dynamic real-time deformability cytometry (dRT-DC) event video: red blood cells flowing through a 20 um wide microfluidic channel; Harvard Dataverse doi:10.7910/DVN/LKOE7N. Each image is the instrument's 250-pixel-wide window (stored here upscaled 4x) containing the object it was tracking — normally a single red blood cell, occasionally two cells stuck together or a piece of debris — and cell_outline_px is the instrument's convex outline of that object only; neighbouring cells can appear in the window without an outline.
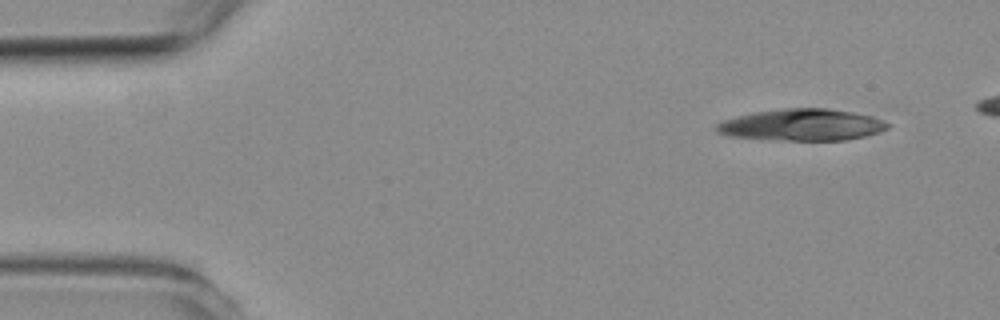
{"species": "common noctule bat (a hibernating species)", "species_latin": "Nyctalus noctula", "temperature_condition": "room temperature", "stored_images_in_passage": 23, "camera_frame_rate_fps": 3000, "um_per_image_px": 0.085, "animal": {"sex": "female", "body_mass_g": 19.3, "forearm_length_mm": 54.1}, "frame": {"image": 1, "passage_image": 1, "time_ms": 0.0, "image_size_px": [1000, 320], "cell_outline_px": [[892, 124], [888, 128], [880, 132], [864, 136], [844, 140], [768, 140], [728, 136], [716, 132], [712, 128], [716, 124], [724, 120], [756, 112], [788, 108], [828, 108], [852, 112], [872, 116]], "centroid_in_image_um": [68.15, 10.62], "position_along_channel_um": 16.8, "area_um2": 31.67}}
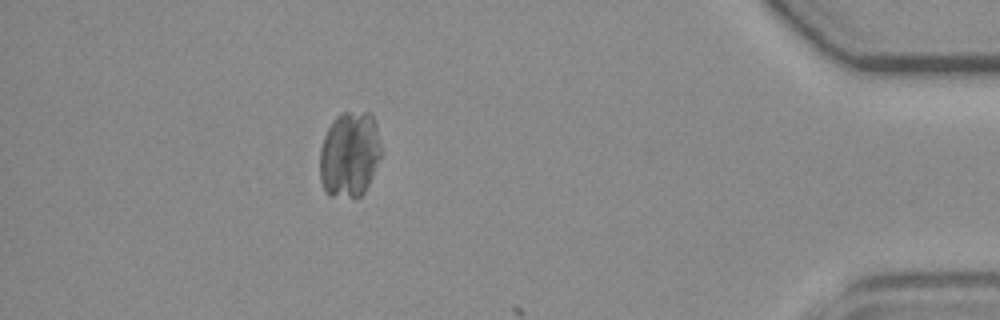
{"frame": {"image": 2, "passage_image": 22, "time_ms": 26.333, "image_size_px": [1000, 320], "cell_outline_px": [[384, 152], [364, 192], [360, 196], [332, 196], [324, 188], [320, 180], [320, 148], [324, 136], [332, 120], [340, 112], [368, 112], [372, 116], [376, 124]], "centroid_in_image_um": [29.74, 13.08], "position_along_channel_um": 405.5, "area_um2": 30.92}}